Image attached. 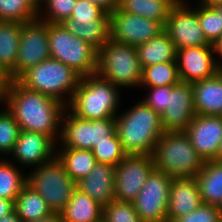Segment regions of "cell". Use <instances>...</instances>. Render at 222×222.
Wrapping results in <instances>:
<instances>
[{"label":"cell","mask_w":222,"mask_h":222,"mask_svg":"<svg viewBox=\"0 0 222 222\" xmlns=\"http://www.w3.org/2000/svg\"><path fill=\"white\" fill-rule=\"evenodd\" d=\"M163 30L158 21L127 13L119 6L110 12V39L115 42L136 47Z\"/></svg>","instance_id":"11"},{"label":"cell","mask_w":222,"mask_h":222,"mask_svg":"<svg viewBox=\"0 0 222 222\" xmlns=\"http://www.w3.org/2000/svg\"><path fill=\"white\" fill-rule=\"evenodd\" d=\"M214 54L218 56L219 59H222V34L221 36L212 44ZM216 58V63L220 69H222V60L218 61ZM221 61V62H220Z\"/></svg>","instance_id":"45"},{"label":"cell","mask_w":222,"mask_h":222,"mask_svg":"<svg viewBox=\"0 0 222 222\" xmlns=\"http://www.w3.org/2000/svg\"><path fill=\"white\" fill-rule=\"evenodd\" d=\"M197 115L222 116V69L213 77L192 83Z\"/></svg>","instance_id":"20"},{"label":"cell","mask_w":222,"mask_h":222,"mask_svg":"<svg viewBox=\"0 0 222 222\" xmlns=\"http://www.w3.org/2000/svg\"><path fill=\"white\" fill-rule=\"evenodd\" d=\"M76 2L77 0H38L37 19L45 23H63L71 17Z\"/></svg>","instance_id":"33"},{"label":"cell","mask_w":222,"mask_h":222,"mask_svg":"<svg viewBox=\"0 0 222 222\" xmlns=\"http://www.w3.org/2000/svg\"><path fill=\"white\" fill-rule=\"evenodd\" d=\"M60 215L63 222H102L103 207L76 189Z\"/></svg>","instance_id":"24"},{"label":"cell","mask_w":222,"mask_h":222,"mask_svg":"<svg viewBox=\"0 0 222 222\" xmlns=\"http://www.w3.org/2000/svg\"><path fill=\"white\" fill-rule=\"evenodd\" d=\"M14 210V201L0 198V219Z\"/></svg>","instance_id":"44"},{"label":"cell","mask_w":222,"mask_h":222,"mask_svg":"<svg viewBox=\"0 0 222 222\" xmlns=\"http://www.w3.org/2000/svg\"><path fill=\"white\" fill-rule=\"evenodd\" d=\"M173 177L154 169L132 202L144 222H167V206Z\"/></svg>","instance_id":"10"},{"label":"cell","mask_w":222,"mask_h":222,"mask_svg":"<svg viewBox=\"0 0 222 222\" xmlns=\"http://www.w3.org/2000/svg\"><path fill=\"white\" fill-rule=\"evenodd\" d=\"M0 222H22L15 209L0 219Z\"/></svg>","instance_id":"47"},{"label":"cell","mask_w":222,"mask_h":222,"mask_svg":"<svg viewBox=\"0 0 222 222\" xmlns=\"http://www.w3.org/2000/svg\"><path fill=\"white\" fill-rule=\"evenodd\" d=\"M154 169L151 155L127 154L116 166L115 200L133 202Z\"/></svg>","instance_id":"12"},{"label":"cell","mask_w":222,"mask_h":222,"mask_svg":"<svg viewBox=\"0 0 222 222\" xmlns=\"http://www.w3.org/2000/svg\"><path fill=\"white\" fill-rule=\"evenodd\" d=\"M4 106L13 114L20 130L38 132L56 143L61 135V119L66 106L51 96L12 80L4 92Z\"/></svg>","instance_id":"1"},{"label":"cell","mask_w":222,"mask_h":222,"mask_svg":"<svg viewBox=\"0 0 222 222\" xmlns=\"http://www.w3.org/2000/svg\"><path fill=\"white\" fill-rule=\"evenodd\" d=\"M196 115L192 84L180 82L171 88L168 106L161 116L164 132L185 131Z\"/></svg>","instance_id":"16"},{"label":"cell","mask_w":222,"mask_h":222,"mask_svg":"<svg viewBox=\"0 0 222 222\" xmlns=\"http://www.w3.org/2000/svg\"><path fill=\"white\" fill-rule=\"evenodd\" d=\"M195 177L173 178L167 206V222H172L202 204Z\"/></svg>","instance_id":"19"},{"label":"cell","mask_w":222,"mask_h":222,"mask_svg":"<svg viewBox=\"0 0 222 222\" xmlns=\"http://www.w3.org/2000/svg\"><path fill=\"white\" fill-rule=\"evenodd\" d=\"M195 178L202 202L219 207L222 204V163L206 161Z\"/></svg>","instance_id":"25"},{"label":"cell","mask_w":222,"mask_h":222,"mask_svg":"<svg viewBox=\"0 0 222 222\" xmlns=\"http://www.w3.org/2000/svg\"><path fill=\"white\" fill-rule=\"evenodd\" d=\"M176 61L181 82L190 84L211 78L221 70L211 43L178 49Z\"/></svg>","instance_id":"14"},{"label":"cell","mask_w":222,"mask_h":222,"mask_svg":"<svg viewBox=\"0 0 222 222\" xmlns=\"http://www.w3.org/2000/svg\"><path fill=\"white\" fill-rule=\"evenodd\" d=\"M38 17V0H0V21L28 23Z\"/></svg>","instance_id":"32"},{"label":"cell","mask_w":222,"mask_h":222,"mask_svg":"<svg viewBox=\"0 0 222 222\" xmlns=\"http://www.w3.org/2000/svg\"><path fill=\"white\" fill-rule=\"evenodd\" d=\"M29 222H63V220H62V217L60 214L52 213V214L48 215L47 217L33 220V221H29Z\"/></svg>","instance_id":"46"},{"label":"cell","mask_w":222,"mask_h":222,"mask_svg":"<svg viewBox=\"0 0 222 222\" xmlns=\"http://www.w3.org/2000/svg\"><path fill=\"white\" fill-rule=\"evenodd\" d=\"M115 171V166L97 163L87 176L76 182L77 189L104 207L115 200Z\"/></svg>","instance_id":"18"},{"label":"cell","mask_w":222,"mask_h":222,"mask_svg":"<svg viewBox=\"0 0 222 222\" xmlns=\"http://www.w3.org/2000/svg\"><path fill=\"white\" fill-rule=\"evenodd\" d=\"M180 82L177 61L163 62L142 68L141 88L177 85Z\"/></svg>","instance_id":"31"},{"label":"cell","mask_w":222,"mask_h":222,"mask_svg":"<svg viewBox=\"0 0 222 222\" xmlns=\"http://www.w3.org/2000/svg\"><path fill=\"white\" fill-rule=\"evenodd\" d=\"M7 157L0 164V198L13 200L17 198L27 184V175L20 170V166Z\"/></svg>","instance_id":"30"},{"label":"cell","mask_w":222,"mask_h":222,"mask_svg":"<svg viewBox=\"0 0 222 222\" xmlns=\"http://www.w3.org/2000/svg\"><path fill=\"white\" fill-rule=\"evenodd\" d=\"M32 169L27 184L46 200L52 213L60 214L77 189V183L66 173L57 156Z\"/></svg>","instance_id":"8"},{"label":"cell","mask_w":222,"mask_h":222,"mask_svg":"<svg viewBox=\"0 0 222 222\" xmlns=\"http://www.w3.org/2000/svg\"><path fill=\"white\" fill-rule=\"evenodd\" d=\"M115 133V118L90 120L91 150Z\"/></svg>","instance_id":"40"},{"label":"cell","mask_w":222,"mask_h":222,"mask_svg":"<svg viewBox=\"0 0 222 222\" xmlns=\"http://www.w3.org/2000/svg\"><path fill=\"white\" fill-rule=\"evenodd\" d=\"M96 74L122 89L140 87L142 68L136 47L110 39L98 51Z\"/></svg>","instance_id":"6"},{"label":"cell","mask_w":222,"mask_h":222,"mask_svg":"<svg viewBox=\"0 0 222 222\" xmlns=\"http://www.w3.org/2000/svg\"><path fill=\"white\" fill-rule=\"evenodd\" d=\"M212 160L217 162V163H222V141H221V143L218 147V150L215 154V157Z\"/></svg>","instance_id":"49"},{"label":"cell","mask_w":222,"mask_h":222,"mask_svg":"<svg viewBox=\"0 0 222 222\" xmlns=\"http://www.w3.org/2000/svg\"><path fill=\"white\" fill-rule=\"evenodd\" d=\"M15 21H0V65L10 73L18 55L21 26Z\"/></svg>","instance_id":"29"},{"label":"cell","mask_w":222,"mask_h":222,"mask_svg":"<svg viewBox=\"0 0 222 222\" xmlns=\"http://www.w3.org/2000/svg\"><path fill=\"white\" fill-rule=\"evenodd\" d=\"M151 156L154 168L173 178L196 177L206 162L185 131L164 132Z\"/></svg>","instance_id":"4"},{"label":"cell","mask_w":222,"mask_h":222,"mask_svg":"<svg viewBox=\"0 0 222 222\" xmlns=\"http://www.w3.org/2000/svg\"><path fill=\"white\" fill-rule=\"evenodd\" d=\"M103 222H144L137 214L132 202L113 200L103 207Z\"/></svg>","instance_id":"37"},{"label":"cell","mask_w":222,"mask_h":222,"mask_svg":"<svg viewBox=\"0 0 222 222\" xmlns=\"http://www.w3.org/2000/svg\"><path fill=\"white\" fill-rule=\"evenodd\" d=\"M92 152L97 163L109 164L115 167L127 155L116 132L110 136L107 141L97 144L92 149Z\"/></svg>","instance_id":"36"},{"label":"cell","mask_w":222,"mask_h":222,"mask_svg":"<svg viewBox=\"0 0 222 222\" xmlns=\"http://www.w3.org/2000/svg\"><path fill=\"white\" fill-rule=\"evenodd\" d=\"M214 8L218 11L220 16L222 17V4H219V5L215 6Z\"/></svg>","instance_id":"51"},{"label":"cell","mask_w":222,"mask_h":222,"mask_svg":"<svg viewBox=\"0 0 222 222\" xmlns=\"http://www.w3.org/2000/svg\"><path fill=\"white\" fill-rule=\"evenodd\" d=\"M46 134L20 130L18 139L10 155L21 167H38L56 157L60 147Z\"/></svg>","instance_id":"15"},{"label":"cell","mask_w":222,"mask_h":222,"mask_svg":"<svg viewBox=\"0 0 222 222\" xmlns=\"http://www.w3.org/2000/svg\"><path fill=\"white\" fill-rule=\"evenodd\" d=\"M14 209L22 222H29L52 214L46 200L26 184L14 201Z\"/></svg>","instance_id":"28"},{"label":"cell","mask_w":222,"mask_h":222,"mask_svg":"<svg viewBox=\"0 0 222 222\" xmlns=\"http://www.w3.org/2000/svg\"><path fill=\"white\" fill-rule=\"evenodd\" d=\"M2 109V110H1ZM0 109V154L8 156L14 148L20 127L13 114L6 108Z\"/></svg>","instance_id":"35"},{"label":"cell","mask_w":222,"mask_h":222,"mask_svg":"<svg viewBox=\"0 0 222 222\" xmlns=\"http://www.w3.org/2000/svg\"><path fill=\"white\" fill-rule=\"evenodd\" d=\"M117 1V6H119L124 0H116Z\"/></svg>","instance_id":"53"},{"label":"cell","mask_w":222,"mask_h":222,"mask_svg":"<svg viewBox=\"0 0 222 222\" xmlns=\"http://www.w3.org/2000/svg\"><path fill=\"white\" fill-rule=\"evenodd\" d=\"M1 155V154H0ZM5 157L6 156H4V158H2L1 156H0V164H1V162L5 159Z\"/></svg>","instance_id":"54"},{"label":"cell","mask_w":222,"mask_h":222,"mask_svg":"<svg viewBox=\"0 0 222 222\" xmlns=\"http://www.w3.org/2000/svg\"><path fill=\"white\" fill-rule=\"evenodd\" d=\"M172 222H222L218 206L202 203L197 209Z\"/></svg>","instance_id":"38"},{"label":"cell","mask_w":222,"mask_h":222,"mask_svg":"<svg viewBox=\"0 0 222 222\" xmlns=\"http://www.w3.org/2000/svg\"><path fill=\"white\" fill-rule=\"evenodd\" d=\"M59 141L62 148L91 150L90 120L81 119L66 108L61 119Z\"/></svg>","instance_id":"22"},{"label":"cell","mask_w":222,"mask_h":222,"mask_svg":"<svg viewBox=\"0 0 222 222\" xmlns=\"http://www.w3.org/2000/svg\"><path fill=\"white\" fill-rule=\"evenodd\" d=\"M179 0H124L119 7L130 14L158 21L163 27Z\"/></svg>","instance_id":"26"},{"label":"cell","mask_w":222,"mask_h":222,"mask_svg":"<svg viewBox=\"0 0 222 222\" xmlns=\"http://www.w3.org/2000/svg\"><path fill=\"white\" fill-rule=\"evenodd\" d=\"M81 76L62 62L48 58L26 71L18 81L28 89L59 100L67 106Z\"/></svg>","instance_id":"5"},{"label":"cell","mask_w":222,"mask_h":222,"mask_svg":"<svg viewBox=\"0 0 222 222\" xmlns=\"http://www.w3.org/2000/svg\"><path fill=\"white\" fill-rule=\"evenodd\" d=\"M9 73L0 65V90L4 93L11 83Z\"/></svg>","instance_id":"43"},{"label":"cell","mask_w":222,"mask_h":222,"mask_svg":"<svg viewBox=\"0 0 222 222\" xmlns=\"http://www.w3.org/2000/svg\"><path fill=\"white\" fill-rule=\"evenodd\" d=\"M203 6L215 7L219 4H222V0H198V3Z\"/></svg>","instance_id":"48"},{"label":"cell","mask_w":222,"mask_h":222,"mask_svg":"<svg viewBox=\"0 0 222 222\" xmlns=\"http://www.w3.org/2000/svg\"><path fill=\"white\" fill-rule=\"evenodd\" d=\"M121 113L115 117V132L124 151L127 154L151 155L164 133L161 116L142 100Z\"/></svg>","instance_id":"2"},{"label":"cell","mask_w":222,"mask_h":222,"mask_svg":"<svg viewBox=\"0 0 222 222\" xmlns=\"http://www.w3.org/2000/svg\"><path fill=\"white\" fill-rule=\"evenodd\" d=\"M106 11L100 6L87 0H77L72 15L68 19L75 20H98Z\"/></svg>","instance_id":"41"},{"label":"cell","mask_w":222,"mask_h":222,"mask_svg":"<svg viewBox=\"0 0 222 222\" xmlns=\"http://www.w3.org/2000/svg\"><path fill=\"white\" fill-rule=\"evenodd\" d=\"M190 5L189 1L179 0L164 26L176 50L210 44L203 34L196 11Z\"/></svg>","instance_id":"13"},{"label":"cell","mask_w":222,"mask_h":222,"mask_svg":"<svg viewBox=\"0 0 222 222\" xmlns=\"http://www.w3.org/2000/svg\"><path fill=\"white\" fill-rule=\"evenodd\" d=\"M48 42L51 58L69 66L81 77L96 74L98 51L62 23H48Z\"/></svg>","instance_id":"7"},{"label":"cell","mask_w":222,"mask_h":222,"mask_svg":"<svg viewBox=\"0 0 222 222\" xmlns=\"http://www.w3.org/2000/svg\"><path fill=\"white\" fill-rule=\"evenodd\" d=\"M220 209V215H221V221H222V204L219 206Z\"/></svg>","instance_id":"52"},{"label":"cell","mask_w":222,"mask_h":222,"mask_svg":"<svg viewBox=\"0 0 222 222\" xmlns=\"http://www.w3.org/2000/svg\"><path fill=\"white\" fill-rule=\"evenodd\" d=\"M0 104L4 106V93L1 90H0ZM1 105H0V108H1Z\"/></svg>","instance_id":"50"},{"label":"cell","mask_w":222,"mask_h":222,"mask_svg":"<svg viewBox=\"0 0 222 222\" xmlns=\"http://www.w3.org/2000/svg\"><path fill=\"white\" fill-rule=\"evenodd\" d=\"M64 27L99 51L110 40V13L98 20L66 19Z\"/></svg>","instance_id":"21"},{"label":"cell","mask_w":222,"mask_h":222,"mask_svg":"<svg viewBox=\"0 0 222 222\" xmlns=\"http://www.w3.org/2000/svg\"><path fill=\"white\" fill-rule=\"evenodd\" d=\"M136 50L141 68L176 61V47L165 30L146 43L136 46Z\"/></svg>","instance_id":"23"},{"label":"cell","mask_w":222,"mask_h":222,"mask_svg":"<svg viewBox=\"0 0 222 222\" xmlns=\"http://www.w3.org/2000/svg\"><path fill=\"white\" fill-rule=\"evenodd\" d=\"M173 86L174 85L147 87L148 93L147 95L144 94L142 101L161 115L168 106L169 95Z\"/></svg>","instance_id":"39"},{"label":"cell","mask_w":222,"mask_h":222,"mask_svg":"<svg viewBox=\"0 0 222 222\" xmlns=\"http://www.w3.org/2000/svg\"><path fill=\"white\" fill-rule=\"evenodd\" d=\"M51 58L48 42V23L38 19L23 23L20 32L17 60L9 73L11 80H18L26 71Z\"/></svg>","instance_id":"9"},{"label":"cell","mask_w":222,"mask_h":222,"mask_svg":"<svg viewBox=\"0 0 222 222\" xmlns=\"http://www.w3.org/2000/svg\"><path fill=\"white\" fill-rule=\"evenodd\" d=\"M191 6L197 13L206 40L213 44L222 34V17L214 7Z\"/></svg>","instance_id":"34"},{"label":"cell","mask_w":222,"mask_h":222,"mask_svg":"<svg viewBox=\"0 0 222 222\" xmlns=\"http://www.w3.org/2000/svg\"><path fill=\"white\" fill-rule=\"evenodd\" d=\"M120 92L119 87L97 74L81 77L66 108L84 120L115 118L122 101Z\"/></svg>","instance_id":"3"},{"label":"cell","mask_w":222,"mask_h":222,"mask_svg":"<svg viewBox=\"0 0 222 222\" xmlns=\"http://www.w3.org/2000/svg\"><path fill=\"white\" fill-rule=\"evenodd\" d=\"M185 132L204 160H212L222 141V116L196 114Z\"/></svg>","instance_id":"17"},{"label":"cell","mask_w":222,"mask_h":222,"mask_svg":"<svg viewBox=\"0 0 222 222\" xmlns=\"http://www.w3.org/2000/svg\"><path fill=\"white\" fill-rule=\"evenodd\" d=\"M56 156L64 164L66 173L78 182L97 164V160L92 150L73 149V148H57Z\"/></svg>","instance_id":"27"},{"label":"cell","mask_w":222,"mask_h":222,"mask_svg":"<svg viewBox=\"0 0 222 222\" xmlns=\"http://www.w3.org/2000/svg\"><path fill=\"white\" fill-rule=\"evenodd\" d=\"M87 1L100 6L108 13H110L111 11H113L117 7L116 0H87Z\"/></svg>","instance_id":"42"}]
</instances>
